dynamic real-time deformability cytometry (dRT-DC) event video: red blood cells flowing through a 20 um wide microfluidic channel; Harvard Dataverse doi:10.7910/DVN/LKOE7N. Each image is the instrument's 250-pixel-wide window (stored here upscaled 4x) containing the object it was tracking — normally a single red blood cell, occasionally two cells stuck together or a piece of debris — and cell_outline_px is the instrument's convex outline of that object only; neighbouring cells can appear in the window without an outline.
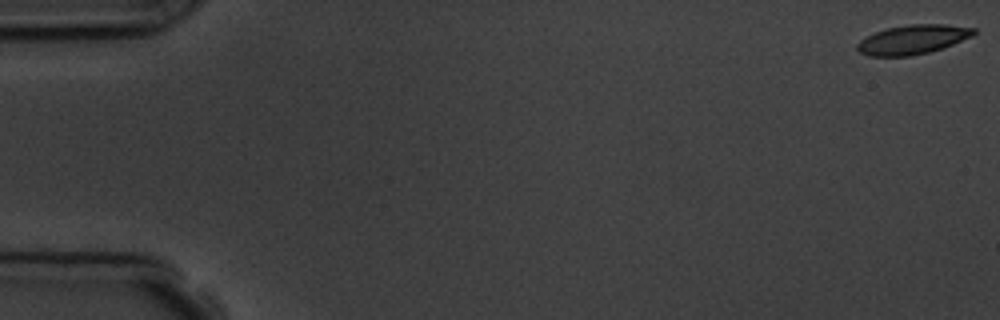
{"species": "common noctule bat (a hibernating species)", "species_latin": "Nyctalus noctula", "temperature_condition": "room temperature", "stored_images_in_passage": 6, "segment_of_instrument_passage": [1, 2], "camera_frame_rate_fps": 3000, "um_per_image_px": 0.085, "animal": {"sex": "male", "body_mass_g": 19.5, "forearm_length_mm": 54.6}, "frame": {"image": 1, "passage_image": 1, "time_ms": 0.0, "image_size_px": [1000, 320], "cell_outline_px": [[976, 32], [972, 36], [952, 44], [928, 52], [908, 56], [868, 56], [860, 52], [856, 48], [856, 44], [860, 40], [876, 32], [888, 28], [908, 24], [944, 24], [976, 28]], "centroid_in_image_um": [77.57, 3.35], "position_along_channel_um": 7.4, "area_um2": 19.65}}
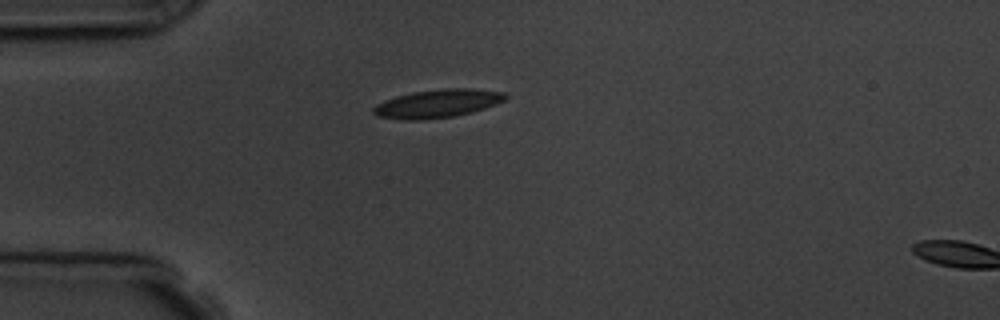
{"frame": {"image": 2, "passage_image": 5, "time_ms": 4.667, "image_size_px": [1000, 320], "cell_outline_px": [[508, 96], [504, 100], [496, 104], [472, 112], [452, 116], [420, 120], [404, 120], [376, 116], [372, 112], [372, 108], [376, 104], [384, 100], [396, 96], [412, 92], [440, 88], [472, 88], [504, 92]], "centroid_in_image_um": [37.16, 8.79], "position_along_channel_um": 47.8, "area_um2": 21.85}}